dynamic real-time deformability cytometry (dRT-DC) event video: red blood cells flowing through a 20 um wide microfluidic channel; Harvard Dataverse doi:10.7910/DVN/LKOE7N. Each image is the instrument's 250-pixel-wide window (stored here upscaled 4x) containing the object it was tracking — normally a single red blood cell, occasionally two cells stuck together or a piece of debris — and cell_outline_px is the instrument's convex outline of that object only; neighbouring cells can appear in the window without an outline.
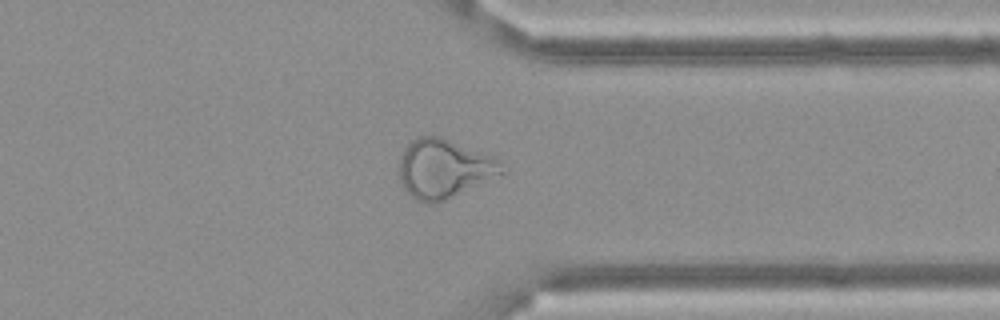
{"species": "Egyptian fruit bat (a non-hibernating species)", "species_latin": "Rousettus aegyptiacus", "temperature_condition": "cold", "stored_images_in_passage": 57, "camera_frame_rate_fps": 3000, "um_per_image_px": 0.085, "frame": {"image": 1, "passage_image": 45, "time_ms": 14.667, "image_size_px": [1000, 320], "cell_outline_px": [[504, 172], [432, 204], [424, 204], [416, 200], [404, 188], [400, 180], [400, 156], [404, 148], [412, 140], [420, 136], [440, 136], [496, 156]], "centroid_in_image_um": [37.69, 14.29], "position_along_channel_um": 373.7, "area_um2": 34.51}}
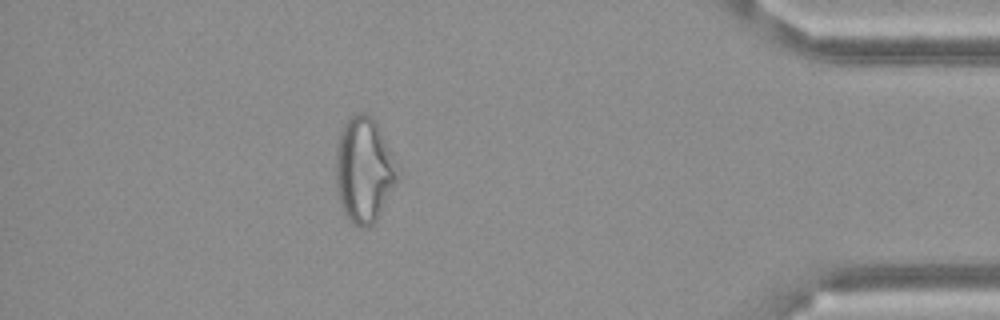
{"frame": {"image": 2, "passage_image": 51, "time_ms": 16.667, "image_size_px": [1000, 320], "cell_outline_px": [[400, 168], [396, 180], [376, 220], [372, 224], [364, 228], [356, 228], [344, 212], [340, 200], [336, 184], [336, 156], [340, 132], [344, 124], [356, 112], [364, 112], [372, 116], [376, 120]], "centroid_in_image_um": [30.95, 14.41], "position_along_channel_um": 404.3, "area_um2": 37.63}}